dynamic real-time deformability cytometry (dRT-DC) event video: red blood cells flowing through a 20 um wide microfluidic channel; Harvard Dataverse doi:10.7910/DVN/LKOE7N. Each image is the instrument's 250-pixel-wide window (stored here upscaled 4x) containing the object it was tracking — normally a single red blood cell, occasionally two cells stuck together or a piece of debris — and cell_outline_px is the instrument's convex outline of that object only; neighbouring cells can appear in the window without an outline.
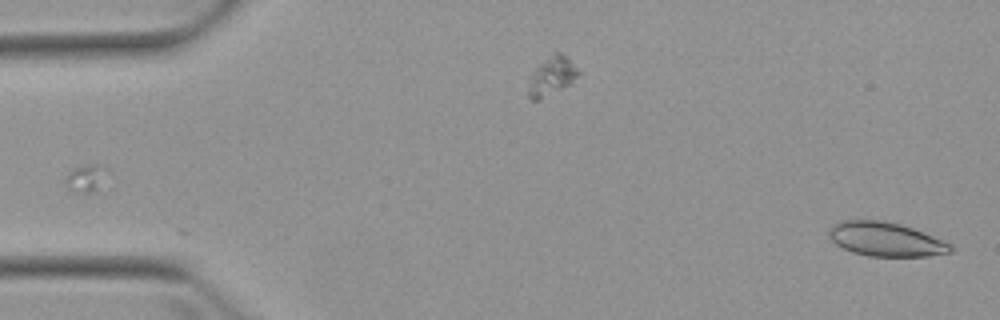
{"species": "Egyptian fruit bat (a non-hibernating species)", "species_latin": "Rousettus aegyptiacus", "temperature_condition": "warm", "stored_images_in_passage": 4, "segment_of_instrument_passage": [2, 2], "camera_frame_rate_fps": 3000, "um_per_image_px": 0.085, "animal": {"sex": "female"}, "frame": {"image": 1, "passage_image": 4, "time_ms": 3.333, "image_size_px": [1000, 320], "cell_outline_px": [[952, 252], [928, 256], [868, 256], [852, 252], [836, 244], [828, 236], [828, 232], [832, 224], [840, 220], [884, 220], [900, 224], [912, 228], [952, 244]], "centroid_in_image_um": [75.25, 20.33], "position_along_channel_um": 9.7, "area_um2": 24.1}}